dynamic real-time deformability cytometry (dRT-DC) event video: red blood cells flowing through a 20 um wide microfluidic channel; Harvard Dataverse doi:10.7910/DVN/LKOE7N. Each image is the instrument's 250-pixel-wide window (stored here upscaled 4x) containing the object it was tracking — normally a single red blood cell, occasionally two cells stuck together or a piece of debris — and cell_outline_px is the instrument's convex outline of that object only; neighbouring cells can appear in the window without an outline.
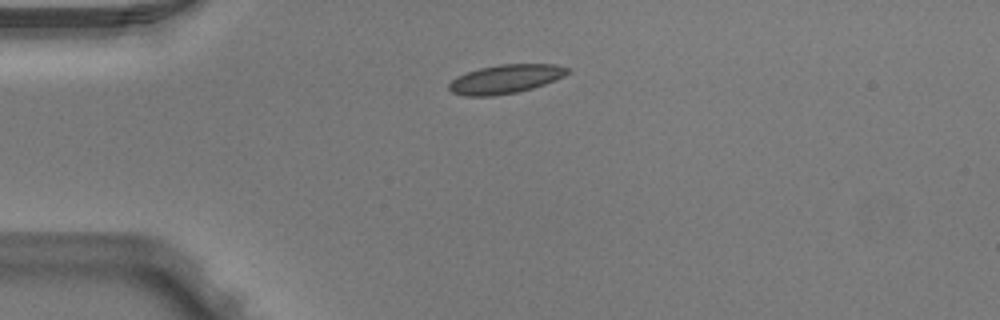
{"species": "Egyptian fruit bat (a non-hibernating species)", "species_latin": "Rousettus aegyptiacus", "temperature_condition": "warm", "stored_images_in_passage": 2, "camera_frame_rate_fps": 3000, "um_per_image_px": 0.085, "animal": {"sex": "male"}, "frame": {"image": 1, "passage_image": 1, "time_ms": 0.0, "image_size_px": [1000, 320], "cell_outline_px": [[572, 68], [564, 76], [556, 80], [532, 88], [516, 92], [492, 96], [464, 96], [452, 92], [448, 88], [448, 84], [456, 76], [480, 68], [500, 64], [556, 64]], "centroid_in_image_um": [42.98, 6.71], "position_along_channel_um": 42.0, "area_um2": 19.94}}